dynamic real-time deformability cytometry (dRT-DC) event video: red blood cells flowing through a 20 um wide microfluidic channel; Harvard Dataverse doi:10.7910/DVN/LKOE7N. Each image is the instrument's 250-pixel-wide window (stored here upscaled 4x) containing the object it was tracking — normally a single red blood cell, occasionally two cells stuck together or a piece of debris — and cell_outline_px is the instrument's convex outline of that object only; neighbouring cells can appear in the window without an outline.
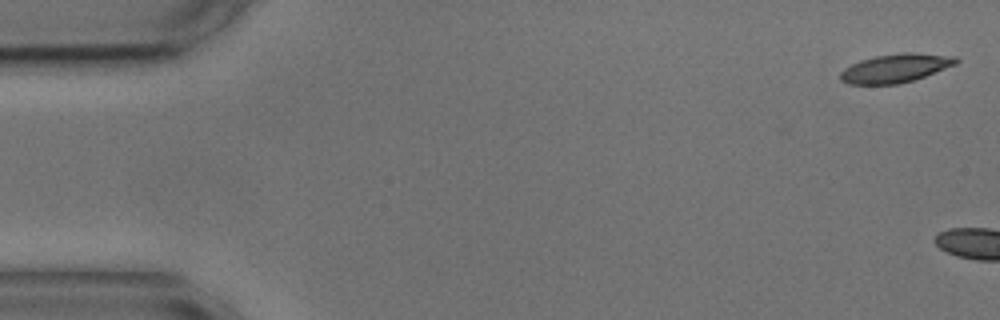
{"species": "common noctule bat (a hibernating species)", "species_latin": "Nyctalus noctula", "temperature_condition": "cold", "stored_images_in_passage": 5, "camera_frame_rate_fps": 3000, "um_per_image_px": 0.085, "animal": {"sex": "male", "body_mass_g": 17.9, "forearm_length_mm": 54.2}, "frame": {"image": 1, "passage_image": 1, "time_ms": 0.0, "image_size_px": [1000, 320], "cell_outline_px": [[960, 60], [956, 64], [924, 76], [900, 84], [848, 84], [840, 80], [840, 72], [844, 68], [860, 60], [876, 56], [904, 52], [912, 52], [956, 56]], "centroid_in_image_um": [76.11, 5.79], "position_along_channel_um": 8.9, "area_um2": 19.25}}